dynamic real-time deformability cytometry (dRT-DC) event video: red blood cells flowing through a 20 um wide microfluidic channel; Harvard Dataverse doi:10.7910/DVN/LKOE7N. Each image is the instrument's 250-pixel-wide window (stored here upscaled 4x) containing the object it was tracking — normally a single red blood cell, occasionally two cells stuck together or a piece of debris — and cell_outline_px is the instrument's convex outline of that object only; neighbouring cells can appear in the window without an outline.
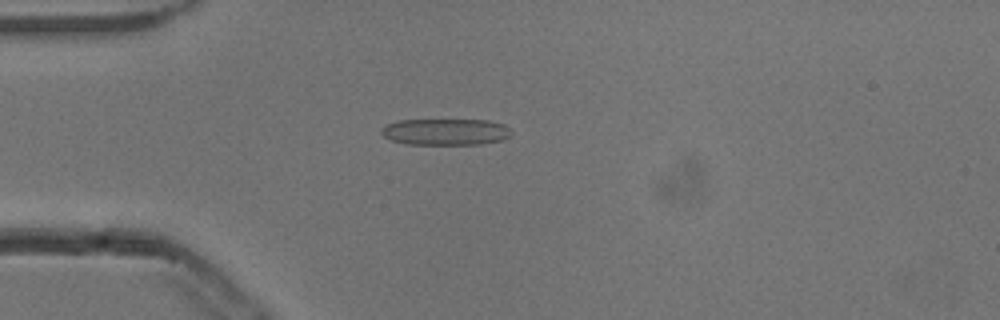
{"species": "common noctule bat (a hibernating species)", "species_latin": "Nyctalus noctula", "temperature_condition": "cold", "stored_images_in_passage": 53, "camera_frame_rate_fps": 3000, "um_per_image_px": 0.085, "animal": {"sex": "male", "body_mass_g": 13.3}, "frame": {"image": 1, "passage_image": 14, "time_ms": 4.333, "image_size_px": [1000, 320], "cell_outline_px": [[512, 132], [504, 140], [480, 144], [408, 144], [392, 140], [384, 136], [380, 132], [380, 128], [388, 124], [400, 120], [488, 120], [504, 124]], "centroid_in_image_um": [37.88, 11.2], "position_along_channel_um": 47.1, "area_um2": 20.0}}
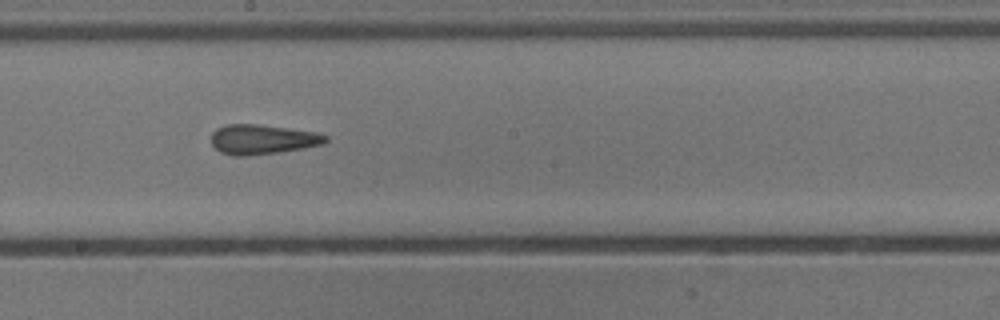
{"frame": {"image": 2, "passage_image": 29, "time_ms": 9.333, "image_size_px": [1000, 320], "cell_outline_px": [[328, 140], [324, 144], [304, 148], [248, 156], [232, 156], [220, 152], [212, 144], [212, 132], [216, 128], [228, 124], [260, 124], [316, 132], [328, 136]], "centroid_in_image_um": [22.31, 11.84], "position_along_channel_um": 225.9, "area_um2": 19.88}}
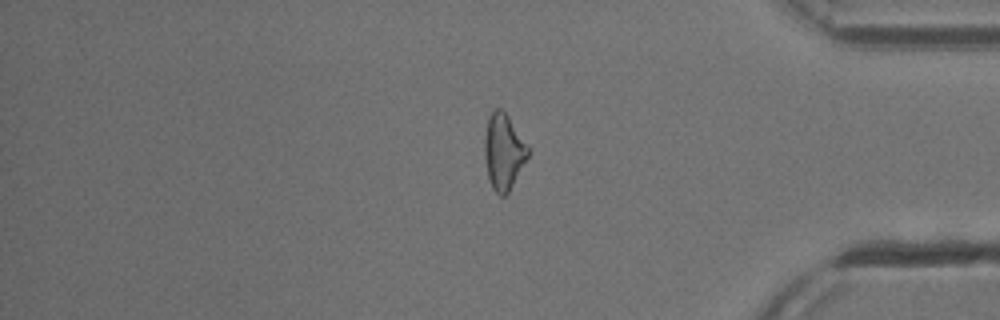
{"frame": {"image": 3, "passage_image": 44, "time_ms": 14.333, "image_size_px": [1000, 320], "cell_outline_px": [[528, 156], [508, 192], [504, 196], [500, 196], [492, 188], [488, 176], [484, 156], [484, 136], [488, 116], [492, 108], [504, 108], [528, 144]], "centroid_in_image_um": [42.79, 12.81], "position_along_channel_um": 392.4, "area_um2": 19.48}, "authors_computed_cell_mechanics": {"area_um2": 19.8832, "velocity_mm_per_s": 3.8545, "shape_relaxation_time_tau1_ms": null, "shape_relaxation_time_tau2_ms": 1.3453, "deformation_change_tau1": null, "deformation_change_tau2": 0.1099}}